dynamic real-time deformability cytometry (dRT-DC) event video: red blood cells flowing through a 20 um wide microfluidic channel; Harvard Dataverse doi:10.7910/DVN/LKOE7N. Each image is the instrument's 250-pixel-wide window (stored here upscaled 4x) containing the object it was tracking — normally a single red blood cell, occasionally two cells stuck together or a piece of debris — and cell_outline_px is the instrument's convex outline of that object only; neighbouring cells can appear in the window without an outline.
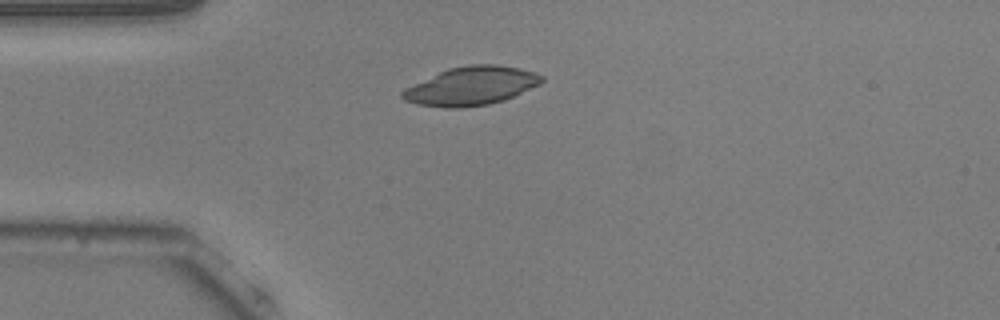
{"species": "common noctule bat (a hibernating species)", "species_latin": "Nyctalus noctula", "temperature_condition": "warm", "stored_images_in_passage": 40, "camera_frame_rate_fps": 3000, "um_per_image_px": 0.085, "animal": {"sex": "male", "body_mass_g": 20.5, "forearm_length_mm": 52.5}, "frame": {"image": 1, "passage_image": 1, "time_ms": 0.0, "image_size_px": [1000, 320], "cell_outline_px": [[544, 80], [540, 84], [504, 100], [488, 104], [460, 108], [444, 108], [416, 104], [404, 100], [400, 96], [400, 92], [404, 88], [448, 68], [468, 64], [496, 64], [520, 68], [536, 72], [544, 76]], "centroid_in_image_um": [40.04, 7.3], "position_along_channel_um": 45.0, "area_um2": 31.44}}
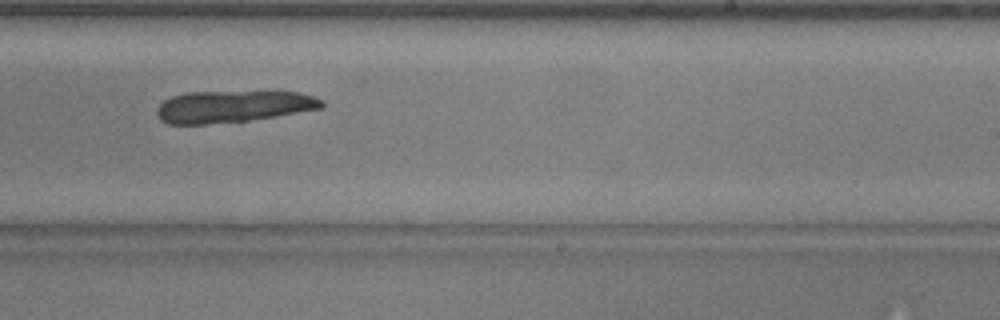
{"frame": {"image": 2, "passage_image": 20, "time_ms": 6.333, "image_size_px": [1000, 320], "cell_outline_px": [[324, 108], [276, 116], [248, 120], [204, 124], [168, 124], [160, 120], [156, 112], [156, 108], [164, 100], [172, 96], [188, 92], [300, 92], [324, 100]], "centroid_in_image_um": [19.8, 9.05], "position_along_channel_um": 269.2, "area_um2": 30.52}}
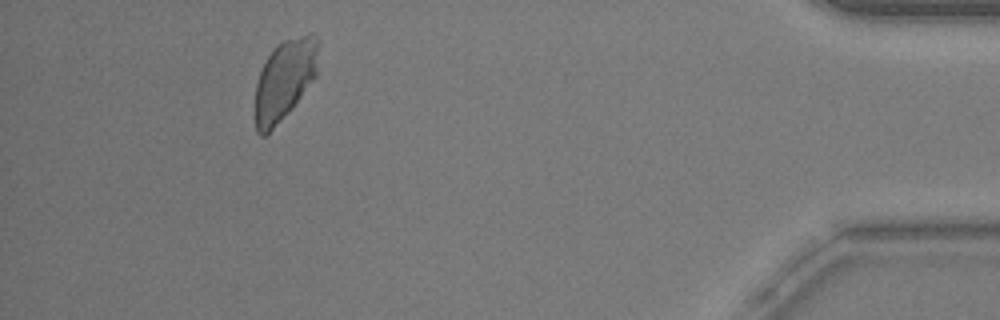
{"frame": {"image": 3, "passage_image": 36, "time_ms": 11.667, "image_size_px": [1000, 320], "cell_outline_px": [[316, 76], [292, 108], [264, 136], [260, 136], [256, 132], [256, 84], [260, 72], [268, 56], [276, 44], [284, 40], [312, 32], [316, 36]], "centroid_in_image_um": [24.17, 6.77], "position_along_channel_um": 411.0, "area_um2": 28.9}}